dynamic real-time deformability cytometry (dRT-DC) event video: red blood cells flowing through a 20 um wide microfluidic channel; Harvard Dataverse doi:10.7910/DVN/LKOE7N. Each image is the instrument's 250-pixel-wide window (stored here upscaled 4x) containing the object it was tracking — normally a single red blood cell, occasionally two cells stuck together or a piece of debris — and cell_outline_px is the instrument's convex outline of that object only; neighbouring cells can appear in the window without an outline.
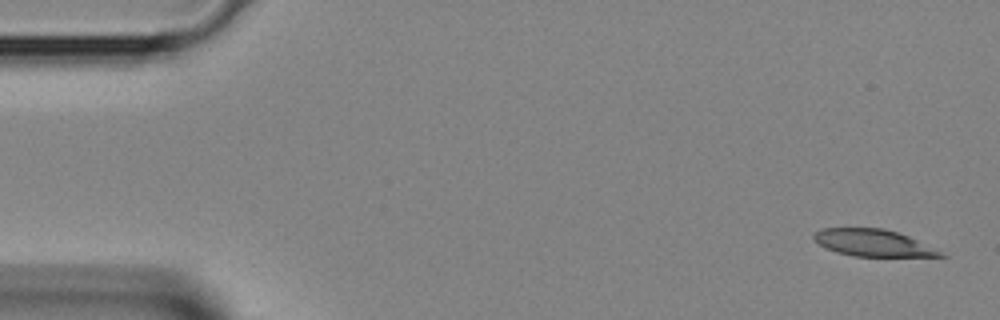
{"species": "Egyptian fruit bat (a non-hibernating species)", "species_latin": "Rousettus aegyptiacus", "temperature_condition": "room temperature", "stored_images_in_passage": 2, "segment_of_instrument_passage": [2, 2], "camera_frame_rate_fps": 3000, "um_per_image_px": 0.085, "animal": {"sex": "female"}, "frame": {"image": 1, "passage_image": 2, "time_ms": 0.333, "image_size_px": [1000, 320], "cell_outline_px": [[948, 256], [852, 256], [836, 252], [820, 244], [812, 236], [812, 232], [820, 228], [884, 228], [908, 236]], "centroid_in_image_um": [74.11, 20.63], "position_along_channel_um": 10.9, "area_um2": 19.42}}